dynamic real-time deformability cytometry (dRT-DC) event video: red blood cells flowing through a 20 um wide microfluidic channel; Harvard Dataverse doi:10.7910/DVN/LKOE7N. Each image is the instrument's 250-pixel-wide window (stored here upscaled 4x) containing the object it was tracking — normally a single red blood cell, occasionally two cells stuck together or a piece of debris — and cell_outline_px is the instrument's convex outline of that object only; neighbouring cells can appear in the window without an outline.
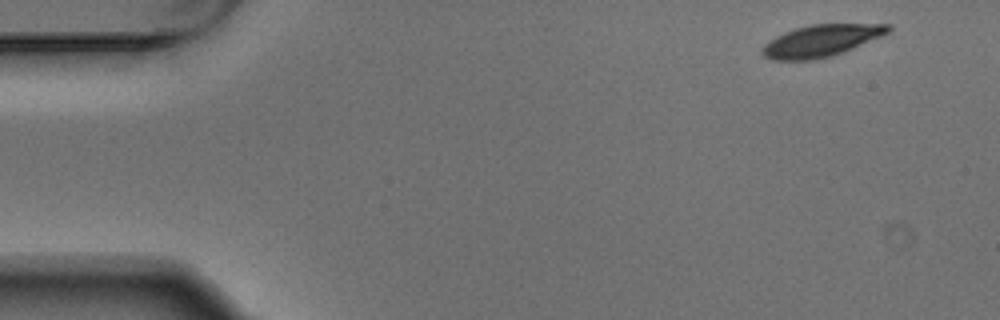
{"species": "Egyptian fruit bat (a non-hibernating species)", "species_latin": "Rousettus aegyptiacus", "temperature_condition": "warm", "stored_images_in_passage": 4, "camera_frame_rate_fps": 3000, "um_per_image_px": 0.085, "animal": {"sex": "male"}, "frame": {"image": 1, "passage_image": 1, "time_ms": 0.0, "image_size_px": [1000, 320], "cell_outline_px": [[892, 28], [888, 32], [880, 36], [832, 56], [812, 60], [772, 60], [764, 56], [764, 44], [768, 40], [784, 32], [796, 28], [812, 24], [892, 24]], "centroid_in_image_um": [69.78, 3.45], "position_along_channel_um": 15.2, "area_um2": 23.0}}
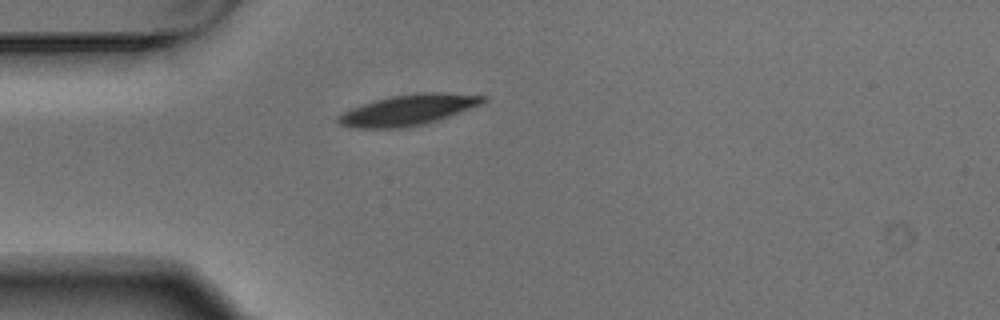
{"frame": {"image": 2, "passage_image": 4, "time_ms": 1.0, "image_size_px": [1000, 320], "cell_outline_px": [[488, 100], [484, 104], [424, 124], [408, 128], [352, 128], [340, 124], [336, 120], [336, 116], [352, 108], [376, 100], [392, 96], [420, 92], [444, 92], [488, 96]], "centroid_in_image_um": [34.74, 9.34], "position_along_channel_um": 50.3, "area_um2": 26.01}}